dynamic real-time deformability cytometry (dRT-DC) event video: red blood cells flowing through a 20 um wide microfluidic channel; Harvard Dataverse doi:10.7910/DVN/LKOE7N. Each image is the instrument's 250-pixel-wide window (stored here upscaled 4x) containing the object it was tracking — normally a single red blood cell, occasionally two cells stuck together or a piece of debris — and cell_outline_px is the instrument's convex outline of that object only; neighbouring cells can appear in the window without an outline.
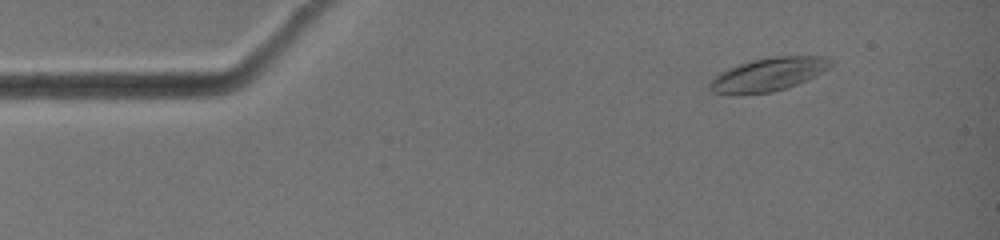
{"species": "common noctule bat (a hibernating species)", "species_latin": "Nyctalus noctula", "temperature_condition": "warm", "stored_images_in_passage": 8, "camera_frame_rate_fps": 3000, "um_per_image_px": 0.085, "animal": {"sex": "female", "body_mass_g": 19.0, "forearm_length_mm": 51.5}, "frame": {"image": 1, "passage_image": 1, "time_ms": 0.0, "image_size_px": [1000, 240], "cell_outline_px": [[836, 64], [824, 72], [808, 80], [772, 92], [740, 96], [732, 96], [712, 92], [708, 88], [708, 84], [712, 76], [728, 68], [752, 60], [772, 56], [824, 56], [832, 60]], "centroid_in_image_um": [65.29, 6.35], "position_along_channel_um": 19.7, "area_um2": 24.22}}
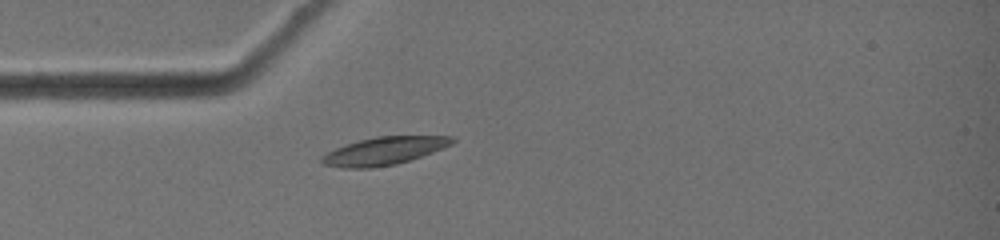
{"frame": {"image": 2, "passage_image": 8, "time_ms": 2.333, "image_size_px": [1000, 240], "cell_outline_px": [[456, 140], [452, 144], [432, 152], [396, 164], [372, 168], [344, 168], [320, 164], [320, 156], [336, 148], [360, 140], [376, 136], [456, 136]], "centroid_in_image_um": [32.62, 12.83], "position_along_channel_um": 52.4, "area_um2": 21.04}}